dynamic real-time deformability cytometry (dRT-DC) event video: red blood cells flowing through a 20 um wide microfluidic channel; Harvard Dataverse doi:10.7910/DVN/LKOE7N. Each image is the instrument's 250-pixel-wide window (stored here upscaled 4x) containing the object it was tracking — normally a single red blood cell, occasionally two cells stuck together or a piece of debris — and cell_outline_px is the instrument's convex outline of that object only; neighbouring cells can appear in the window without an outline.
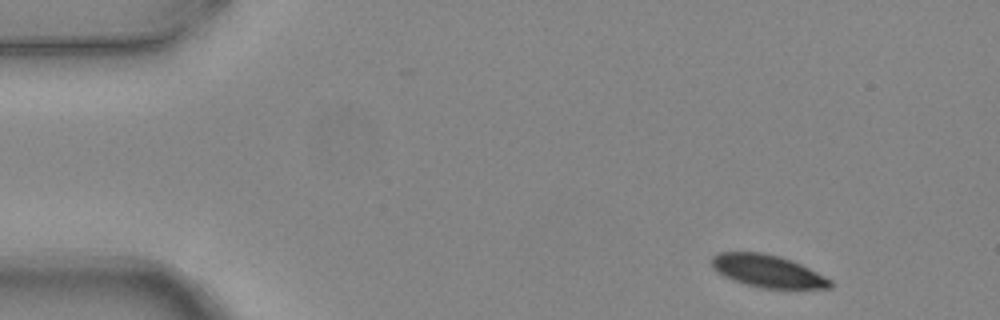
{"species": "common noctule bat (a hibernating species)", "species_latin": "Nyctalus noctula", "temperature_condition": "warm", "stored_images_in_passage": 6, "camera_frame_rate_fps": 3000, "um_per_image_px": 0.085, "animal": {"sex": "female", "body_mass_g": 24.6, "forearm_length_mm": 56.2}, "frame": {"image": 1, "passage_image": 1, "time_ms": 0.0, "image_size_px": [1000, 320], "cell_outline_px": [[832, 288], [760, 288], [732, 280], [716, 272], [712, 268], [712, 256], [716, 252], [764, 252], [780, 256], [792, 260], [832, 280]], "centroid_in_image_um": [65.21, 23.03], "position_along_channel_um": 19.8, "area_um2": 22.48}}
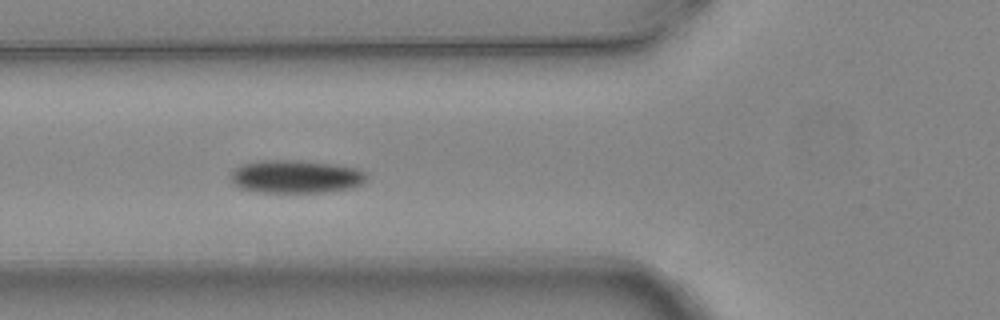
{"frame": {"image": 2, "passage_image": 5, "time_ms": 1.333, "image_size_px": [1000, 320], "cell_outline_px": [[368, 176], [356, 188], [328, 192], [260, 192], [240, 188], [232, 180], [232, 172], [240, 164], [260, 160], [300, 160], [332, 164], [356, 168], [368, 172]], "centroid_in_image_um": [25.2, 15.01], "position_along_channel_um": 100.6, "area_um2": 26.3}}
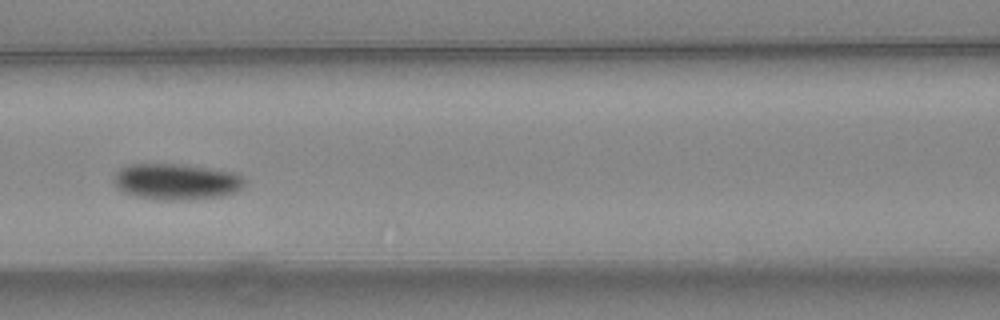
{"frame": {"image": 3, "passage_image": 6, "time_ms": 1.667, "image_size_px": [1000, 320], "cell_outline_px": [[244, 184], [236, 192], [220, 196], [184, 200], [164, 200], [136, 196], [124, 192], [112, 180], [112, 176], [120, 168], [128, 164], [184, 164], [232, 172], [240, 176], [244, 180]], "centroid_in_image_um": [14.95, 15.43], "position_along_channel_um": 151.7, "area_um2": 27.34}}